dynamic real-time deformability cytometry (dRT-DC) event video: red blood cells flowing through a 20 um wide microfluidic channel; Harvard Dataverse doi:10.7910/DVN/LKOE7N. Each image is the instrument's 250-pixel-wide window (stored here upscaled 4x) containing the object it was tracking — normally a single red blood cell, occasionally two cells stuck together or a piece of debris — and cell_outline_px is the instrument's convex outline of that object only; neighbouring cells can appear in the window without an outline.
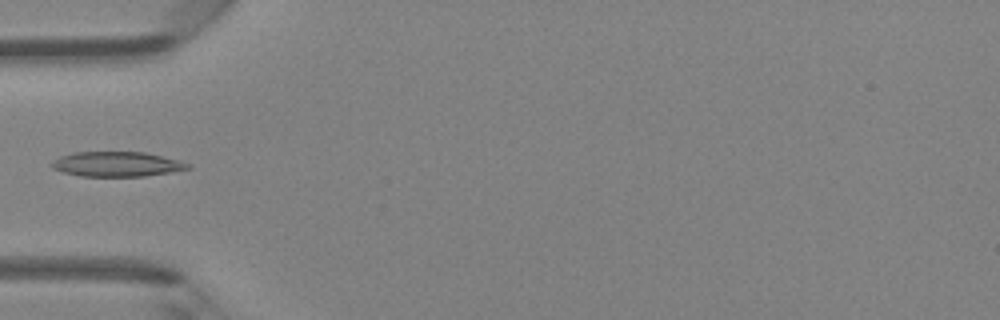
{"species": "Egyptian fruit bat (a non-hibernating species)", "species_latin": "Rousettus aegyptiacus", "temperature_condition": "room temperature", "stored_images_in_passage": 5, "camera_frame_rate_fps": 3000, "um_per_image_px": 0.085, "animal": {"sex": "female"}, "frame": {"image": 1, "passage_image": 4, "time_ms": 1.0, "image_size_px": [1000, 320], "cell_outline_px": [[192, 168], [144, 176], [80, 176], [64, 172], [52, 168], [52, 160], [60, 156], [72, 152], [144, 152], [180, 160], [192, 164]], "centroid_in_image_um": [9.94, 13.94], "position_along_channel_um": 75.1, "area_um2": 19.71}}
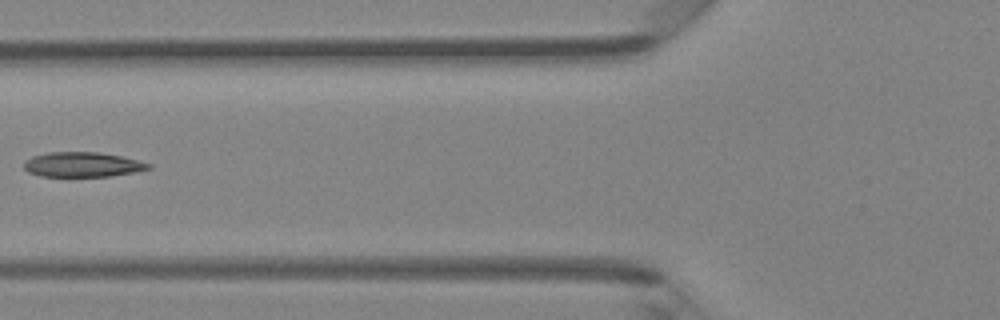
{"frame": {"image": 2, "passage_image": 5, "time_ms": 1.333, "image_size_px": [1000, 320], "cell_outline_px": [[152, 168], [136, 172], [108, 176], [40, 176], [28, 172], [24, 168], [24, 164], [32, 156], [48, 152], [100, 152], [120, 156], [152, 164]], "centroid_in_image_um": [7.03, 13.98], "position_along_channel_um": 118.8, "area_um2": 17.92}}